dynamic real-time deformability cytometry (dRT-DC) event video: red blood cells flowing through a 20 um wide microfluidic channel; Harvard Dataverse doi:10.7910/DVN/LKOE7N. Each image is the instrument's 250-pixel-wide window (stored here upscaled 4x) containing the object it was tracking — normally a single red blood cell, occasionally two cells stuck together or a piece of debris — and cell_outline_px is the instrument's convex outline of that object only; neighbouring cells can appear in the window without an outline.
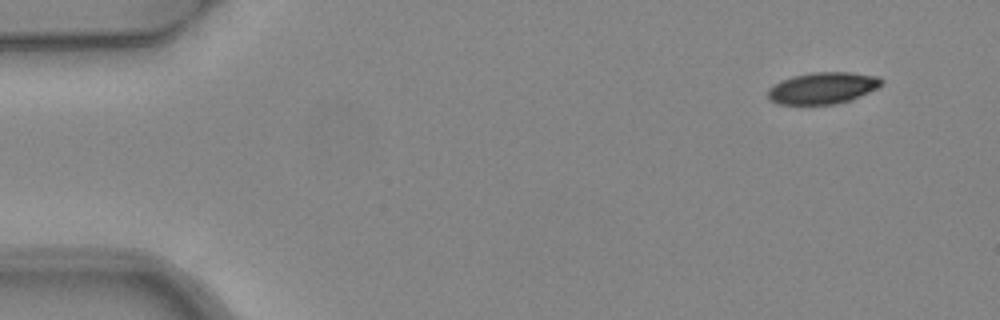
{"species": "common noctule bat (a hibernating species)", "species_latin": "Nyctalus noctula", "temperature_condition": "warm", "stored_images_in_passage": 4, "camera_frame_rate_fps": 3000, "um_per_image_px": 0.085, "animal": {"sex": "female", "body_mass_g": 24.6, "forearm_length_mm": 56.2}, "frame": {"image": 1, "passage_image": 1, "time_ms": 0.0, "image_size_px": [1000, 320], "cell_outline_px": [[884, 84], [852, 100], [836, 104], [776, 104], [768, 100], [768, 88], [792, 76], [812, 72], [848, 72], [880, 76], [884, 80]], "centroid_in_image_um": [69.96, 7.48], "position_along_channel_um": 15.0, "area_um2": 21.04}}